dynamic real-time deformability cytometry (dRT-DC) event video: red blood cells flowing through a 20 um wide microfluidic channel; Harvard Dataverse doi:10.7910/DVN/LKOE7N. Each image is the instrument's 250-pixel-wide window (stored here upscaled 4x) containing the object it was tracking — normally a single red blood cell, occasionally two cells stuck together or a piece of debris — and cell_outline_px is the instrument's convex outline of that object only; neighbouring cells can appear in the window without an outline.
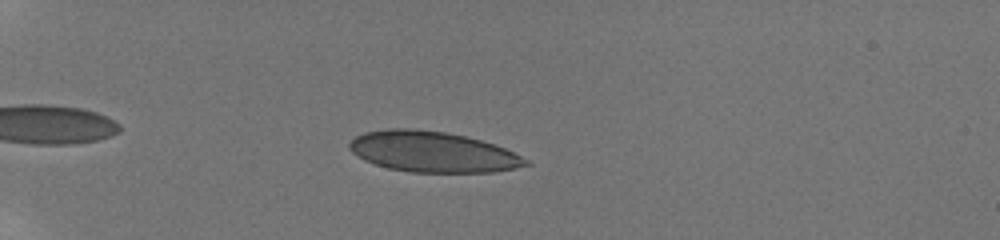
{"species": "human", "species_latin": "Homo sapiens", "temperature_condition": "room temperature", "stored_images_in_passage": 32, "camera_frame_rate_fps": 3000, "um_per_image_px": 0.085, "donor": {"sex": "male"}, "frame": {"image": 1, "passage_image": 12, "time_ms": 2.667, "image_size_px": [1000, 240], "cell_outline_px": [[532, 164], [492, 172], [412, 172], [388, 168], [364, 160], [352, 152], [348, 148], [348, 144], [356, 136], [364, 132], [388, 128], [412, 128], [444, 132], [464, 136], [480, 140], [504, 148], [528, 160]], "centroid_in_image_um": [36.72, 12.9], "position_along_channel_um": 48.3, "area_um2": 41.44}}
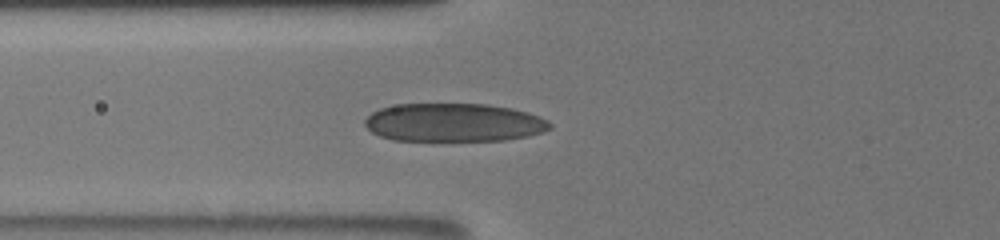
{"frame": {"image": 2, "passage_image": 21, "time_ms": 5.0, "image_size_px": [1000, 240], "cell_outline_px": [[552, 128], [544, 132], [528, 136], [504, 140], [392, 140], [380, 136], [372, 132], [364, 124], [364, 120], [372, 112], [380, 108], [396, 104], [488, 104], [512, 108], [528, 112], [548, 120], [552, 124]], "centroid_in_image_um": [38.59, 10.41], "position_along_channel_um": 87.2, "area_um2": 41.5}}
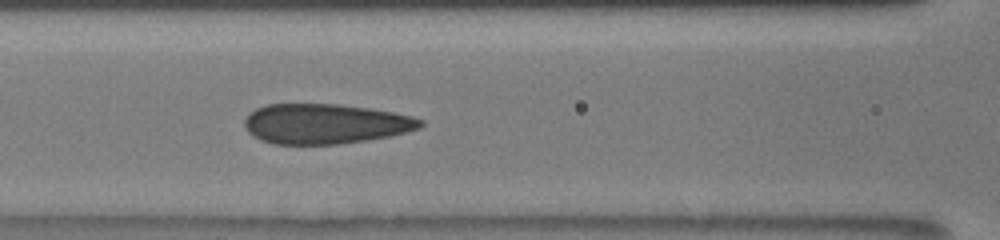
{"frame": {"image": 3, "passage_image": 26, "time_ms": 6.333, "image_size_px": [1000, 240], "cell_outline_px": [[424, 124], [420, 128], [388, 136], [368, 140], [340, 144], [272, 144], [260, 140], [252, 136], [244, 128], [244, 120], [256, 108], [268, 104], [336, 104], [368, 108], [396, 112], [412, 116], [424, 120]], "centroid_in_image_um": [27.64, 10.53], "position_along_channel_um": 139.0, "area_um2": 41.15}}